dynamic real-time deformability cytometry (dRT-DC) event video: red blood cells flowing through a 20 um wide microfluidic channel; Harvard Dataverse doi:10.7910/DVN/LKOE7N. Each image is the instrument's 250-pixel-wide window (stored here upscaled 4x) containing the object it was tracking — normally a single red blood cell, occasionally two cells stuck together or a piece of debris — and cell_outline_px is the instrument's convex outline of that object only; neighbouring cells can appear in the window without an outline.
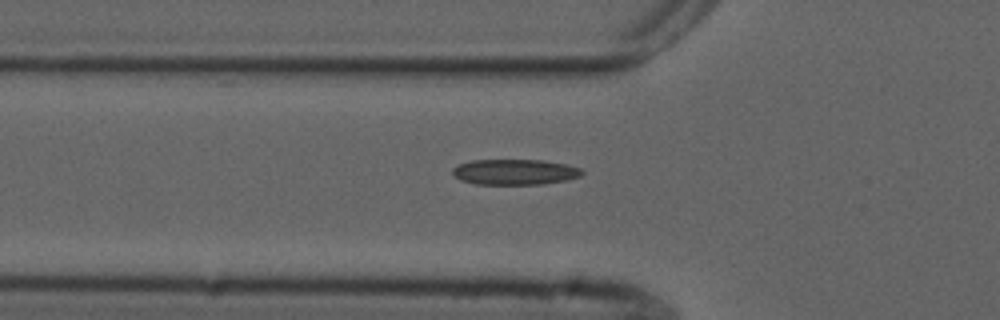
{"species": "common noctule bat (a hibernating species)", "species_latin": "Nyctalus noctula", "temperature_condition": "cold", "stored_images_in_passage": 38, "camera_frame_rate_fps": 3000, "um_per_image_px": 0.085, "animal": {"sex": "male", "forearm_length_mm": 52.5}, "frame": {"image": 1, "passage_image": 3, "time_ms": 0.667, "image_size_px": [1000, 320], "cell_outline_px": [[584, 172], [580, 176], [568, 180], [544, 184], [476, 184], [460, 180], [452, 172], [452, 168], [460, 164], [472, 160], [540, 160], [564, 164], [580, 168]], "centroid_in_image_um": [43.76, 14.62], "position_along_channel_um": 82.0, "area_um2": 19.19}}
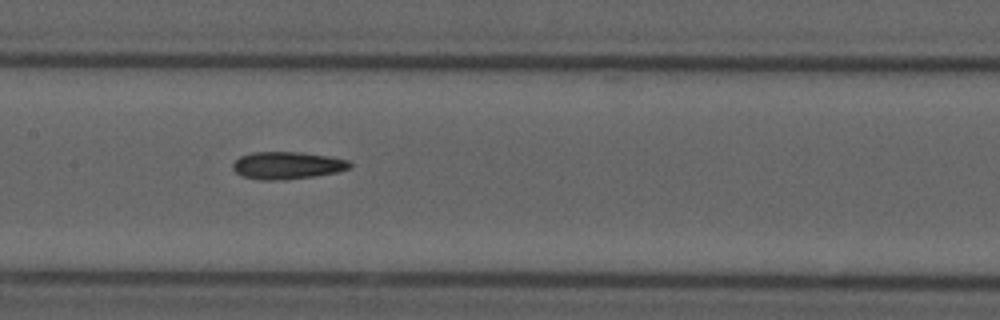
{"frame": {"image": 2, "passage_image": 11, "time_ms": 3.333, "image_size_px": [1000, 320], "cell_outline_px": [[352, 168], [336, 172], [316, 176], [284, 180], [260, 180], [244, 176], [236, 172], [232, 168], [232, 164], [240, 156], [252, 152], [304, 152], [332, 156], [348, 160], [352, 164]], "centroid_in_image_um": [24.46, 14.05], "position_along_channel_um": 182.9, "area_um2": 18.9}}
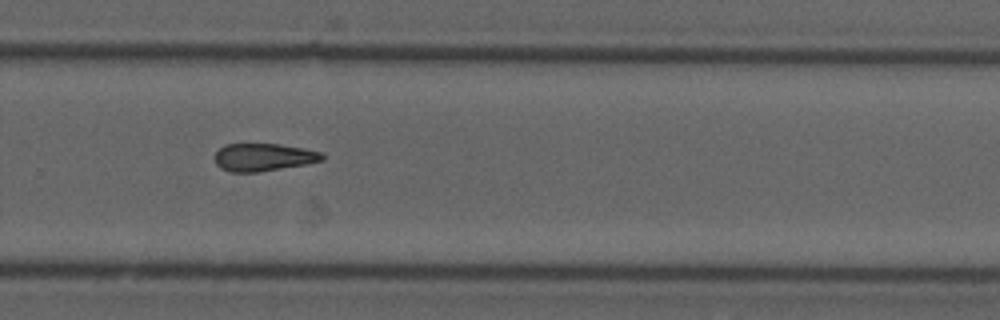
{"frame": {"image": 3, "passage_image": 21, "time_ms": 6.667, "image_size_px": [1000, 320], "cell_outline_px": [[324, 160], [304, 164], [256, 172], [228, 172], [220, 168], [216, 164], [216, 152], [224, 144], [280, 144], [304, 148], [324, 152]], "centroid_in_image_um": [22.4, 13.35], "position_along_channel_um": 307.4, "area_um2": 17.28}}